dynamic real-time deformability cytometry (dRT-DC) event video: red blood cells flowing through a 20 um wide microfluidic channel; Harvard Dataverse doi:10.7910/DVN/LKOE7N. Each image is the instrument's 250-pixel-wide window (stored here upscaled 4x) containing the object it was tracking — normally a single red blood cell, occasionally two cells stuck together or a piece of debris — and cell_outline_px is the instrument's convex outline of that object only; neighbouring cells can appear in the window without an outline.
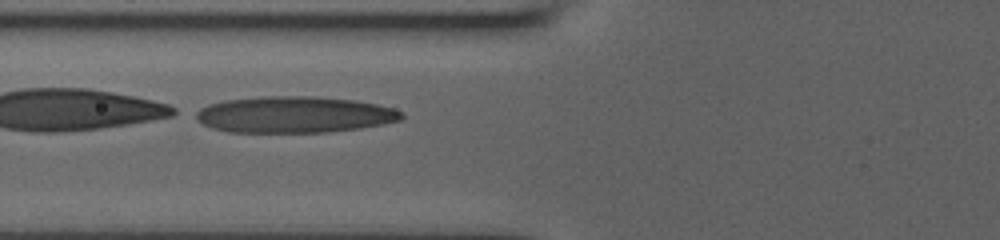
{"species": "human", "species_latin": "Homo sapiens", "temperature_condition": "room temperature", "stored_images_in_passage": 40, "camera_frame_rate_fps": 3000, "um_per_image_px": 0.085, "donor": {"sex": "male"}, "frame": {"image": 1, "passage_image": 16, "time_ms": 4.0, "image_size_px": [1000, 240], "cell_outline_px": [[404, 116], [400, 120], [360, 128], [328, 132], [228, 132], [212, 128], [196, 120], [192, 112], [208, 104], [224, 100], [264, 96], [316, 96], [356, 100], [376, 104], [392, 108], [404, 112]], "centroid_in_image_um": [24.97, 9.73], "position_along_channel_um": 100.8, "area_um2": 43.87}}
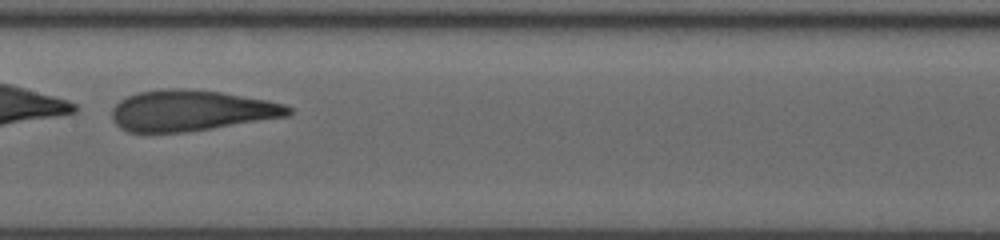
{"frame": {"image": 2, "passage_image": 23, "time_ms": 6.333, "image_size_px": [1000, 240], "cell_outline_px": [[292, 112], [288, 116], [212, 128], [184, 132], [128, 132], [120, 128], [112, 120], [112, 108], [120, 100], [136, 92], [168, 88], [184, 88], [220, 92], [268, 100], [284, 104], [292, 108]], "centroid_in_image_um": [16.22, 9.39], "position_along_channel_um": 191.2, "area_um2": 41.96}}
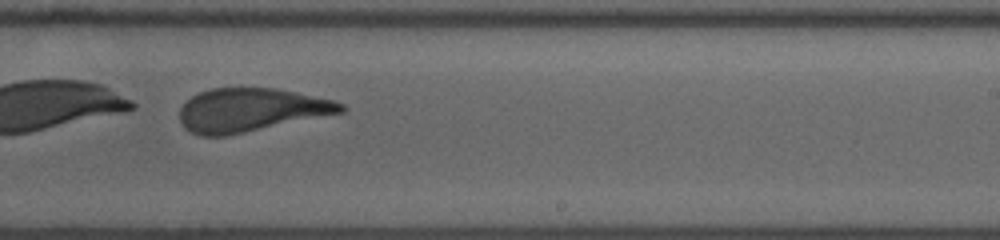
{"frame": {"image": 3, "passage_image": 29, "time_ms": 8.333, "image_size_px": [1000, 240], "cell_outline_px": [[348, 108], [344, 112], [224, 136], [200, 136], [184, 128], [180, 120], [180, 108], [192, 96], [200, 92], [212, 88], [276, 88], [332, 100], [344, 104]], "centroid_in_image_um": [21.31, 9.35], "position_along_channel_um": 267.7, "area_um2": 40.4}, "authors_computed_cell_mechanics": {"area_um2": 42.483, "velocity_mm_per_s": 3.835, "shape_relaxation_time_tau1_ms": 1.8809, "shape_relaxation_time_tau2_ms": 1.4626, "deformation_change_tau1": 0.3014, "deformation_change_tau2": 0.1065}}